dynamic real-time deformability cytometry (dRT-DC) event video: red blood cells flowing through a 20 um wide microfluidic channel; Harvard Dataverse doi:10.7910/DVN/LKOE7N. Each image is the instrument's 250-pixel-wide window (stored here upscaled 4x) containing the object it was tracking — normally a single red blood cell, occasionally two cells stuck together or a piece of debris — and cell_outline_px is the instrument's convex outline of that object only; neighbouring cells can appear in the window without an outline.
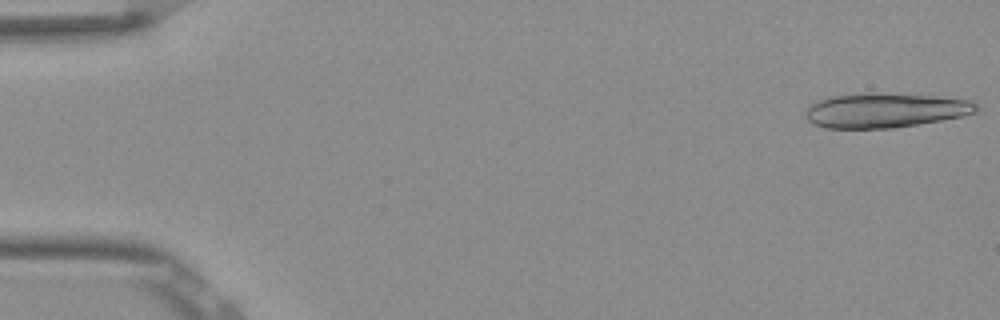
{"species": "Egyptian fruit bat (a non-hibernating species)", "species_latin": "Rousettus aegyptiacus", "temperature_condition": "room temperature", "stored_images_in_passage": 15, "camera_frame_rate_fps": 3000, "um_per_image_px": 0.085, "frame": {"image": 1, "passage_image": 1, "time_ms": 0.0, "image_size_px": [1000, 320], "cell_outline_px": [[976, 108], [972, 112], [960, 116], [940, 120], [892, 128], [824, 128], [808, 120], [804, 116], [804, 108], [808, 104], [816, 100], [828, 96], [932, 96], [968, 100], [976, 104]], "centroid_in_image_um": [75.1, 9.43], "position_along_channel_um": 9.9, "area_um2": 32.77}}